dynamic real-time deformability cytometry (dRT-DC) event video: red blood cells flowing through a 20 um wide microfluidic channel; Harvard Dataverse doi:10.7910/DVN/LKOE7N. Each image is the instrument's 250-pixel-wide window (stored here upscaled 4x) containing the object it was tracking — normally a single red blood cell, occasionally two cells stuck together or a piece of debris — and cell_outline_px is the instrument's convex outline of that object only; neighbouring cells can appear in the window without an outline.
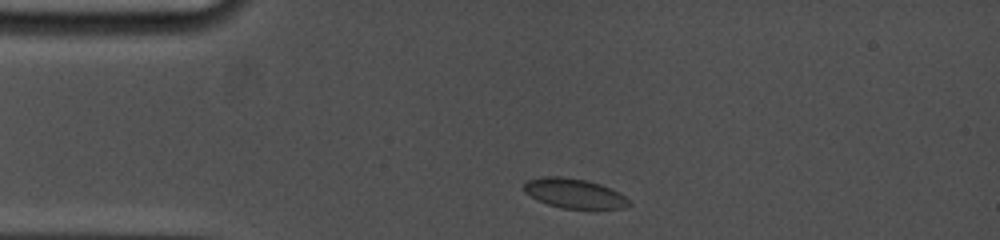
{"species": "common noctule bat (a hibernating species)", "species_latin": "Nyctalus noctula", "temperature_condition": "cold", "stored_images_in_passage": 21, "camera_frame_rate_fps": 5000, "um_per_image_px": 0.085, "animal": {"sex": "female", "body_mass_g": 19.0, "forearm_length_mm": 53.3}, "frame": {"image": 1, "passage_image": 1, "time_ms": 0.0, "image_size_px": [1000, 240], "cell_outline_px": [[632, 204], [624, 208], [564, 208], [548, 204], [524, 192], [524, 184], [528, 180], [544, 176], [560, 176], [588, 180], [600, 184], [620, 192]], "centroid_in_image_um": [48.83, 16.42], "position_along_channel_um": 36.2, "area_um2": 17.92}}
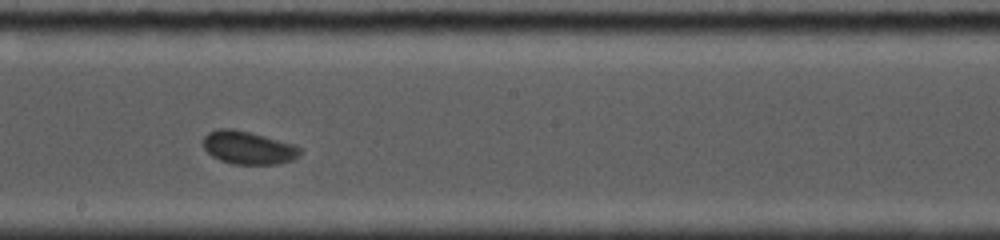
{"frame": {"image": 2, "passage_image": 10, "time_ms": 6.0, "image_size_px": [1000, 240], "cell_outline_px": [[300, 152], [292, 160], [280, 164], [232, 164], [220, 160], [212, 156], [204, 148], [204, 136], [208, 132], [220, 128], [232, 128], [264, 136], [292, 144], [300, 148]], "centroid_in_image_um": [21.06, 12.56], "position_along_channel_um": 227.1, "area_um2": 18.38}}
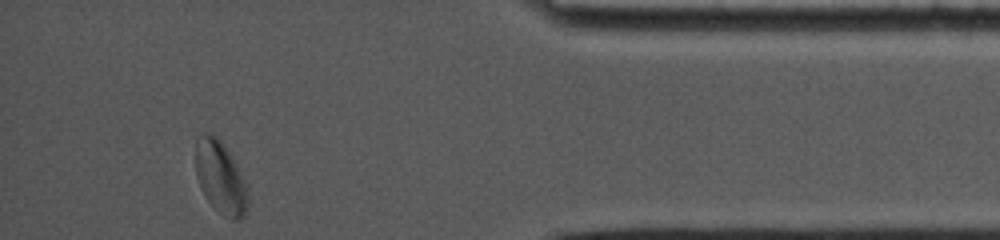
{"frame": {"image": 3, "passage_image": 21, "time_ms": 11.8, "image_size_px": [1000, 240], "cell_outline_px": [[248, 204], [244, 216], [240, 220], [232, 220], [224, 216], [204, 196], [200, 188], [196, 176], [196, 136], [204, 132], [208, 132], [216, 136], [220, 140], [228, 152], [244, 180], [248, 192]], "centroid_in_image_um": [18.72, 15.09], "position_along_channel_um": 416.5, "area_um2": 21.96}, "authors_computed_cell_mechanics": {"area_um2": 18.3804, "velocity_mm_per_s": 3.7111, "shape_relaxation_time_tau1_ms": 3.2736, "shape_relaxation_time_tau2_ms": 2.1791, "deformation_change_tau1": 0.0712, "deformation_change_tau2": 0.0235}}